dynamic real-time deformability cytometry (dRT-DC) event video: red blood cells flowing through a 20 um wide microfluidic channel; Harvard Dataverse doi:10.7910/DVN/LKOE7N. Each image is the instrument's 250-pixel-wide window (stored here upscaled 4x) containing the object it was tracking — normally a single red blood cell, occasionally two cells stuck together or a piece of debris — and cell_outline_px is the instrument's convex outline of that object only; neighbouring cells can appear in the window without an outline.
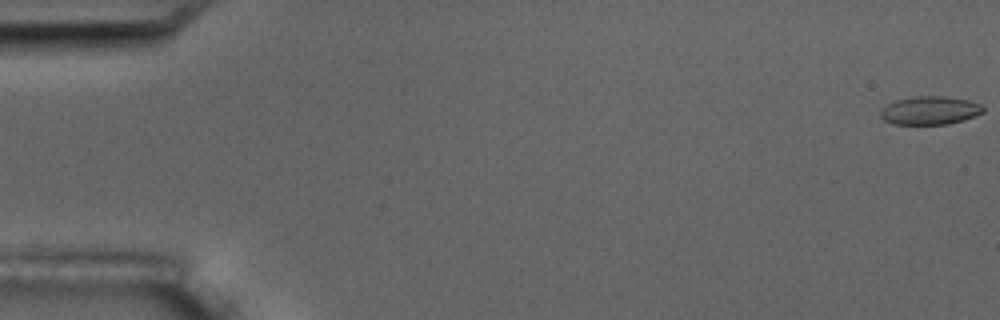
{"species": "common noctule bat (a hibernating species)", "species_latin": "Nyctalus noctula", "temperature_condition": "room temperature", "stored_images_in_passage": 6, "camera_frame_rate_fps": 3000, "um_per_image_px": 0.085, "animal": {"sex": "male", "body_mass_g": 17.5, "forearm_length_mm": 52.3}, "frame": {"image": 1, "passage_image": 1, "time_ms": 0.0, "image_size_px": [1000, 320], "cell_outline_px": [[984, 112], [976, 116], [964, 120], [948, 124], [892, 124], [884, 120], [880, 116], [880, 112], [888, 104], [896, 100], [916, 96], [940, 96], [968, 100], [980, 104], [984, 108]], "centroid_in_image_um": [79.06, 9.4], "position_along_channel_um": 5.9, "area_um2": 16.88}}
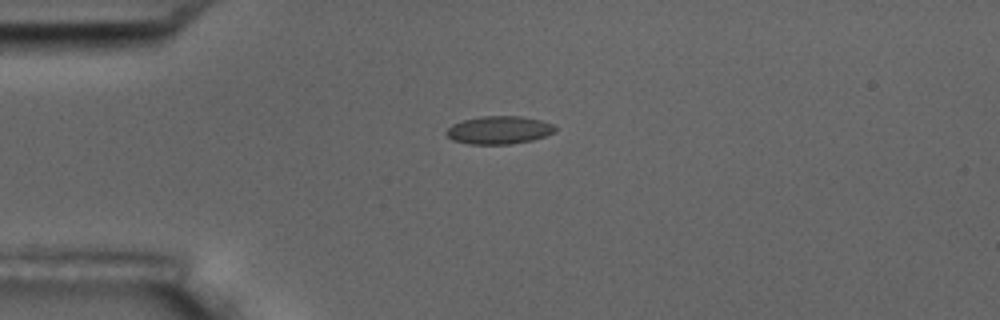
{"frame": {"image": 2, "passage_image": 5, "time_ms": 4.667, "image_size_px": [1000, 320], "cell_outline_px": [[556, 132], [532, 140], [512, 144], [468, 144], [452, 140], [444, 132], [452, 124], [464, 120], [480, 116], [520, 116], [540, 120], [552, 124], [556, 128]], "centroid_in_image_um": [42.4, 11.06], "position_along_channel_um": 42.6, "area_um2": 17.74}}